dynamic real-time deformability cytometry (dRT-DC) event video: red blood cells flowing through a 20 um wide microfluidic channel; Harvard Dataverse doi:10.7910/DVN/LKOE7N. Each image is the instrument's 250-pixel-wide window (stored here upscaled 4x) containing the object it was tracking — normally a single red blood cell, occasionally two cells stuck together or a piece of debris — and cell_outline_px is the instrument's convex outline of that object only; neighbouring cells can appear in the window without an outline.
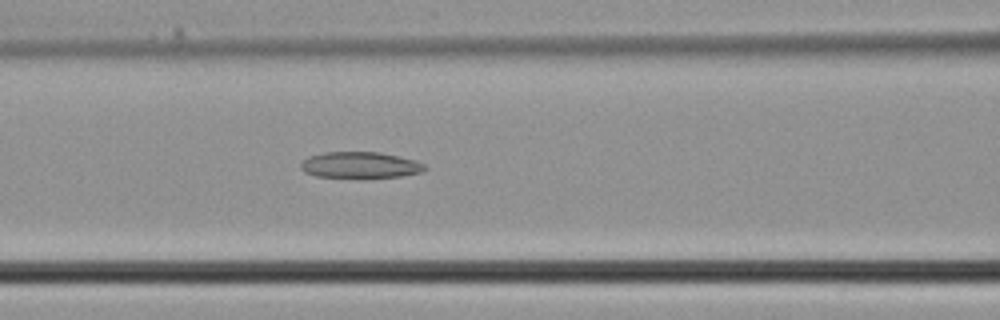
{"species": "common noctule bat (a hibernating species)", "species_latin": "Nyctalus noctula", "temperature_condition": "cold", "stored_images_in_passage": 32, "camera_frame_rate_fps": 3000, "um_per_image_px": 0.085, "animal": {"sex": "male", "body_mass_g": 21.5, "forearm_length_mm": 52.0}, "frame": {"image": 1, "passage_image": 12, "time_ms": 3.667, "image_size_px": [1000, 320], "cell_outline_px": [[428, 168], [420, 172], [404, 176], [360, 180], [316, 176], [304, 172], [300, 168], [300, 164], [308, 156], [324, 152], [380, 152], [400, 156], [416, 160], [424, 164]], "centroid_in_image_um": [30.62, 14.07], "position_along_channel_um": 136.0, "area_um2": 19.88}}
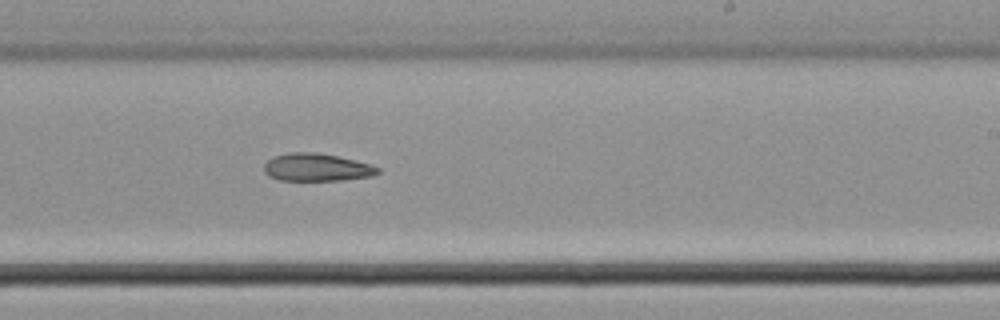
{"frame": {"image": 2, "passage_image": 19, "time_ms": 6.0, "image_size_px": [1000, 320], "cell_outline_px": [[380, 172], [372, 176], [344, 180], [280, 180], [264, 172], [264, 164], [272, 156], [292, 152], [316, 152], [336, 156], [368, 164], [380, 168]], "centroid_in_image_um": [26.91, 14.22], "position_along_channel_um": 262.1, "area_um2": 18.15}}
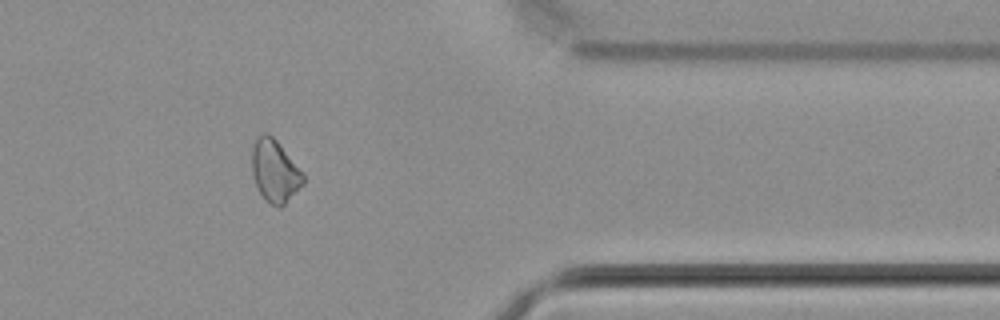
{"frame": {"image": 3, "passage_image": 27, "time_ms": 8.667, "image_size_px": [1000, 320], "cell_outline_px": [[304, 184], [280, 208], [264, 200], [252, 176], [252, 148], [256, 136], [264, 132], [268, 132], [280, 144], [304, 176]], "centroid_in_image_um": [23.33, 14.52], "position_along_channel_um": 388.1, "area_um2": 18.5}}